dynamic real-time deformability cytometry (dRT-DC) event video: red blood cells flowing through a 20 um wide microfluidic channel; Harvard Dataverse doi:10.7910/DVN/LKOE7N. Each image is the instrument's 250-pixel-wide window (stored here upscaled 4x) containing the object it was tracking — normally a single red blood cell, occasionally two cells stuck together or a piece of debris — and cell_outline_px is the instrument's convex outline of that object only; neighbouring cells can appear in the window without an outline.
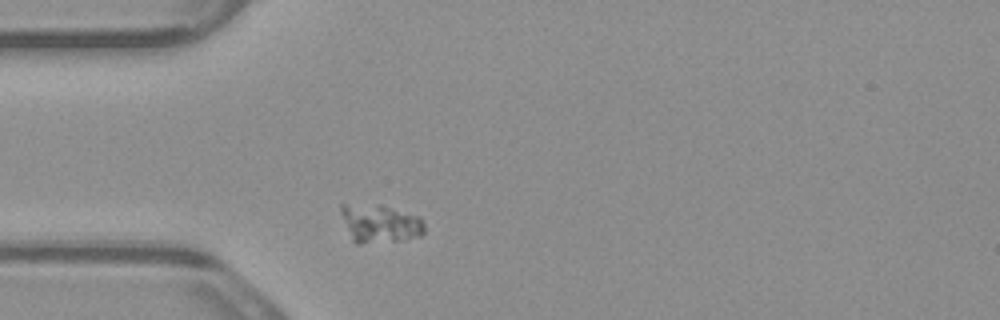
{"species": "common noctule bat (a hibernating species)", "species_latin": "Nyctalus noctula", "temperature_condition": "warm", "stored_images_in_passage": 1, "camera_frame_rate_fps": 3000, "um_per_image_px": 0.085, "animal": {"sex": "male", "body_mass_g": 23.1, "forearm_length_mm": 52.7}, "frame": {"image": 1, "passage_image": 1, "time_ms": 0.0, "image_size_px": [1000, 320], "cell_outline_px": [[424, 232], [420, 236], [404, 240], [360, 244], [356, 244], [352, 240], [340, 212], [340, 204], [344, 204], [388, 208], [420, 216], [424, 224]], "centroid_in_image_um": [32.3, 19.05], "position_along_channel_um": 52.7, "area_um2": 18.09}}